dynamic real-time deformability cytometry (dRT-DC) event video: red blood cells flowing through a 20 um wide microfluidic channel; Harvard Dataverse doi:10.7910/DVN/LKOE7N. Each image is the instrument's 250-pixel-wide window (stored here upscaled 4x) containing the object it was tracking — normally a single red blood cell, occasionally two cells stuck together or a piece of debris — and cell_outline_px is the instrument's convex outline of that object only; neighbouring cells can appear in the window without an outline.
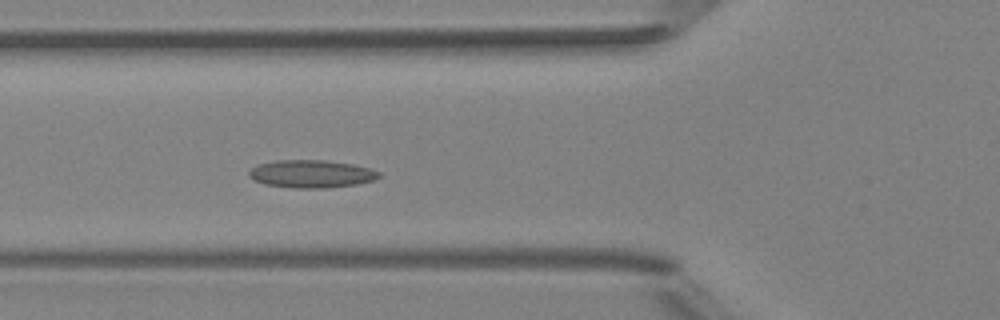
{"species": "Egyptian fruit bat (a non-hibernating species)", "species_latin": "Rousettus aegyptiacus", "temperature_condition": "room temperature", "stored_images_in_passage": 4, "camera_frame_rate_fps": 3000, "um_per_image_px": 0.085, "animal": {"sex": "female"}, "frame": {"image": 1, "passage_image": 4, "time_ms": 4.333, "image_size_px": [1000, 320], "cell_outline_px": [[380, 176], [372, 180], [356, 184], [328, 188], [292, 188], [264, 184], [248, 176], [248, 172], [256, 164], [276, 160], [324, 160], [352, 164], [368, 168], [380, 172]], "centroid_in_image_um": [26.42, 14.78], "position_along_channel_um": 99.4, "area_um2": 20.98}}